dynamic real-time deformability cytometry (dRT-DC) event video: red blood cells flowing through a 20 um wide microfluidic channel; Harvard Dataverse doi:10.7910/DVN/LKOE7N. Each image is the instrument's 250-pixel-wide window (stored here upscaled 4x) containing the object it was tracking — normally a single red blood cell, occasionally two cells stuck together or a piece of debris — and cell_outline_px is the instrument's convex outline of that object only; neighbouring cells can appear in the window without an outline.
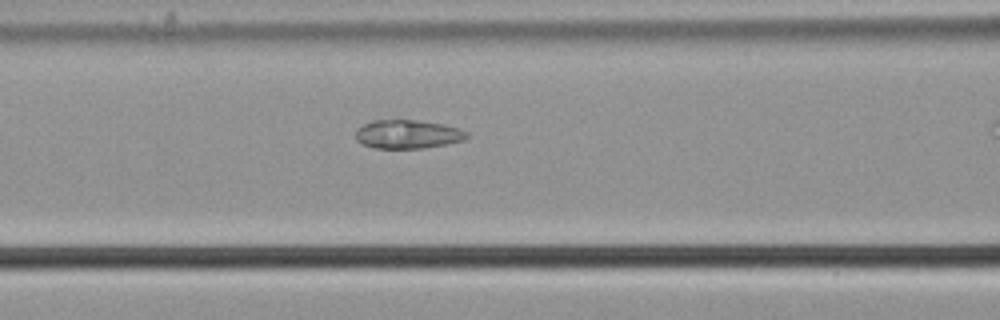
{"species": "common noctule bat (a hibernating species)", "species_latin": "Nyctalus noctula", "temperature_condition": "cold", "stored_images_in_passage": 17, "camera_frame_rate_fps": 3000, "um_per_image_px": 0.085, "animal": {"sex": "male", "body_mass_g": 21.5, "forearm_length_mm": 52.0}, "frame": {"image": 1, "passage_image": 12, "time_ms": 3.667, "image_size_px": [1000, 320], "cell_outline_px": [[468, 136], [464, 140], [424, 148], [376, 148], [364, 144], [356, 140], [356, 128], [372, 120], [416, 120], [444, 124], [460, 128], [468, 132]], "centroid_in_image_um": [34.66, 11.4], "position_along_channel_um": 131.9, "area_um2": 18.55}}
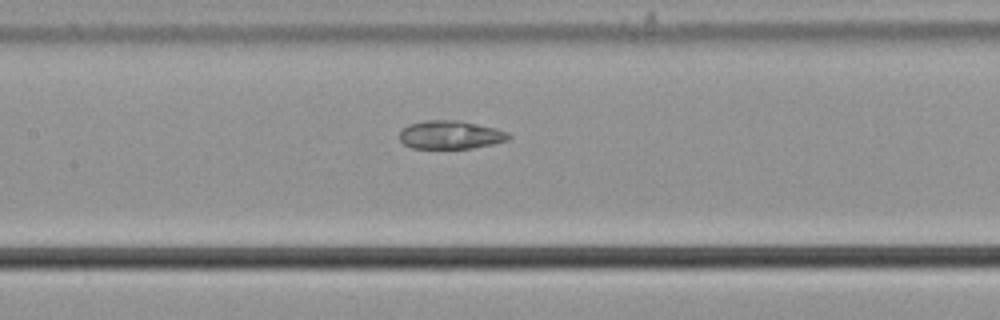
{"frame": {"image": 2, "passage_image": 15, "time_ms": 4.667, "image_size_px": [1000, 320], "cell_outline_px": [[512, 136], [508, 140], [492, 144], [472, 148], [412, 148], [404, 144], [400, 140], [400, 132], [408, 124], [424, 120], [460, 120], [496, 128], [508, 132]], "centroid_in_image_um": [38.3, 11.45], "position_along_channel_um": 169.1, "area_um2": 18.09}}